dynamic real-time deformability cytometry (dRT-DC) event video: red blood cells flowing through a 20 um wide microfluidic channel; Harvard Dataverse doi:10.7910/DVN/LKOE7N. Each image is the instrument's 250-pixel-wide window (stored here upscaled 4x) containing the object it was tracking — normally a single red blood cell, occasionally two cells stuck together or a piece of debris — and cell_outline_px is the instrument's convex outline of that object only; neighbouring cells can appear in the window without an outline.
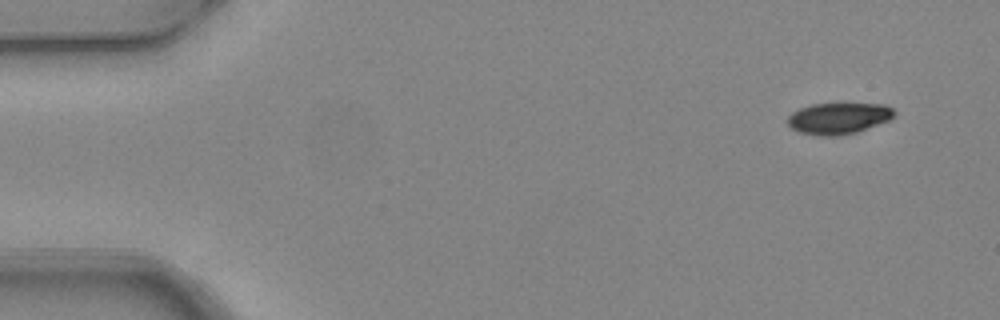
{"species": "common noctule bat (a hibernating species)", "species_latin": "Nyctalus noctula", "temperature_condition": "warm", "stored_images_in_passage": 6, "camera_frame_rate_fps": 3000, "um_per_image_px": 0.085, "animal": {"sex": "female", "body_mass_g": 24.6, "forearm_length_mm": 56.2}, "frame": {"image": 1, "passage_image": 1, "time_ms": 0.0, "image_size_px": [1000, 320], "cell_outline_px": [[896, 112], [888, 120], [856, 132], [836, 136], [820, 136], [800, 132], [792, 128], [788, 124], [788, 116], [792, 112], [800, 108], [812, 104], [884, 104], [892, 108]], "centroid_in_image_um": [71.25, 10.05], "position_along_channel_um": 13.8, "area_um2": 19.19}}
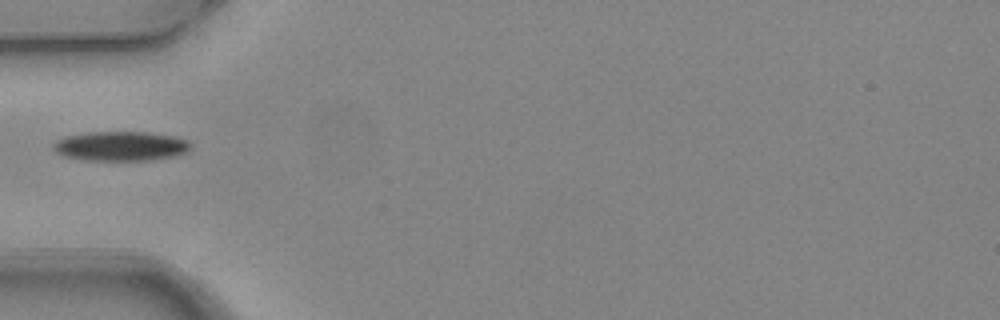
{"frame": {"image": 2, "passage_image": 4, "time_ms": 1.0, "image_size_px": [1000, 320], "cell_outline_px": [[192, 148], [184, 152], [172, 156], [148, 160], [84, 160], [64, 156], [56, 152], [52, 148], [52, 144], [56, 140], [68, 136], [88, 132], [148, 132], [172, 136], [188, 140], [192, 144]], "centroid_in_image_um": [10.24, 12.41], "position_along_channel_um": 74.8, "area_um2": 23.52}}
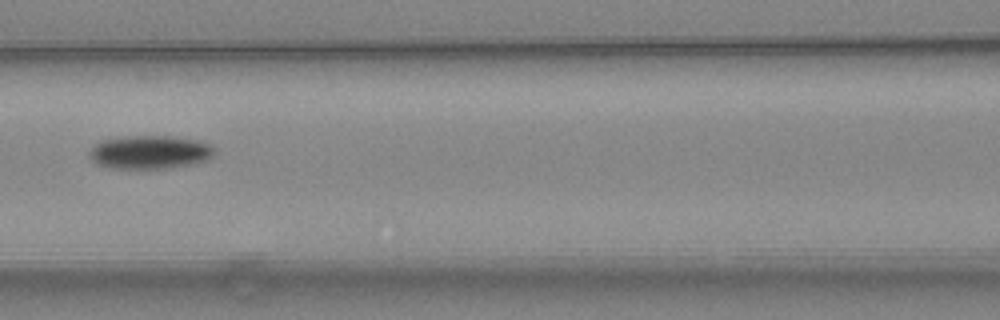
{"frame": {"image": 3, "passage_image": 6, "time_ms": 1.667, "image_size_px": [1000, 320], "cell_outline_px": [[216, 152], [208, 160], [192, 164], [168, 168], [108, 168], [96, 164], [88, 156], [88, 152], [100, 140], [128, 136], [172, 136], [196, 140], [208, 144], [216, 148]], "centroid_in_image_um": [12.73, 12.93], "position_along_channel_um": 153.9, "area_um2": 24.51}}